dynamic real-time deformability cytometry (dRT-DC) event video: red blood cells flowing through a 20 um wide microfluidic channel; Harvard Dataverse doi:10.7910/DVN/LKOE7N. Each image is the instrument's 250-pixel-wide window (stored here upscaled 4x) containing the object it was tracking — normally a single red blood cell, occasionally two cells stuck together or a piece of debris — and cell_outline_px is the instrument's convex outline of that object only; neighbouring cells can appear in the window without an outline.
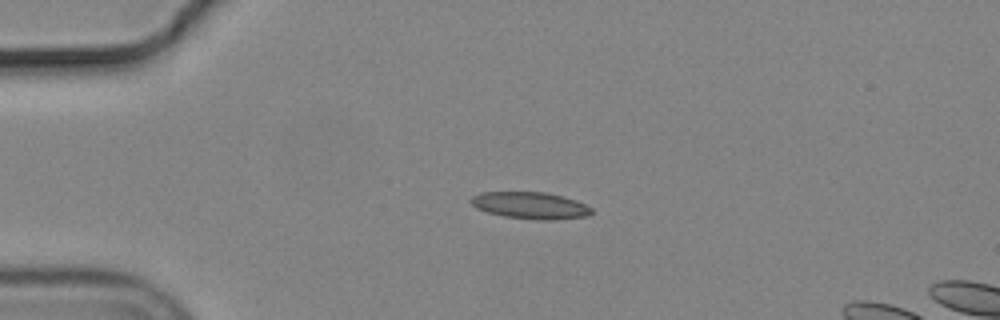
{"species": "common noctule bat (a hibernating species)", "species_latin": "Nyctalus noctula", "temperature_condition": "cold", "stored_images_in_passage": 43, "camera_frame_rate_fps": 3000, "um_per_image_px": 0.085, "animal": {"sex": "male", "body_mass_g": 19.2, "forearm_length_mm": 51.8}, "frame": {"image": 1, "passage_image": 1, "time_ms": 0.0, "image_size_px": [1000, 320], "cell_outline_px": [[592, 212], [588, 216], [548, 220], [540, 220], [504, 216], [488, 212], [476, 208], [472, 204], [472, 196], [480, 192], [544, 192], [576, 200], [592, 208]], "centroid_in_image_um": [45.08, 17.46], "position_along_channel_um": 39.9, "area_um2": 18.61}}
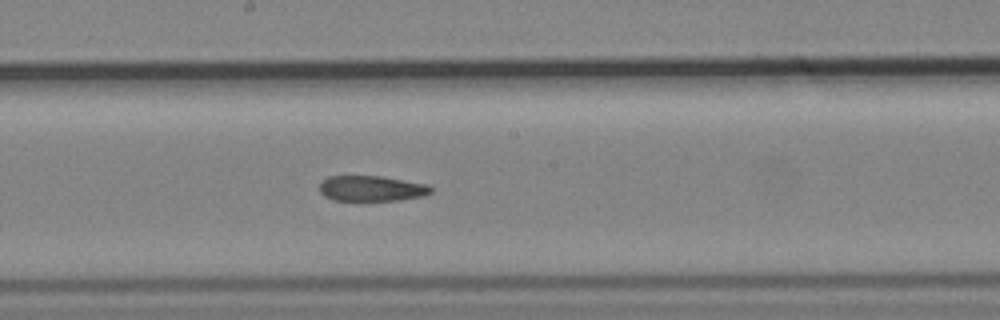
{"frame": {"image": 2, "passage_image": 18, "time_ms": 5.667, "image_size_px": [1000, 320], "cell_outline_px": [[432, 192], [424, 196], [400, 200], [332, 200], [324, 196], [320, 192], [320, 180], [328, 176], [384, 176], [428, 184], [432, 188]], "centroid_in_image_um": [31.59, 16.01], "position_along_channel_um": 216.6, "area_um2": 16.76}}
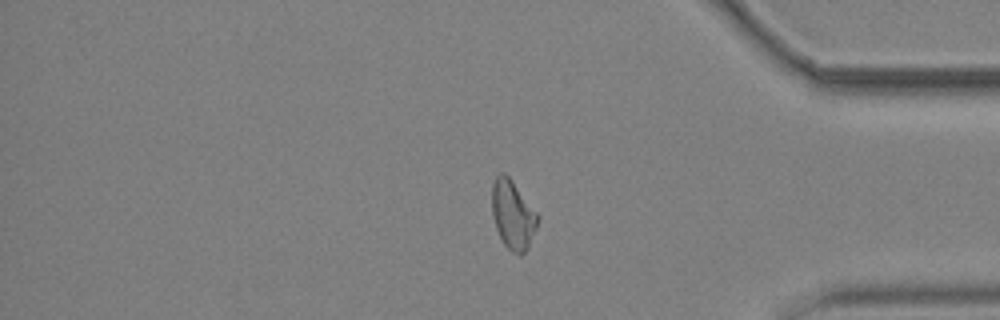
{"frame": {"image": 3, "passage_image": 34, "time_ms": 11.0, "image_size_px": [1000, 320], "cell_outline_px": [[540, 220], [528, 248], [520, 256], [512, 252], [504, 244], [496, 228], [492, 212], [492, 184], [496, 176], [500, 172], [504, 172], [512, 180], [540, 216]], "centroid_in_image_um": [43.61, 18.25], "position_along_channel_um": 391.6, "area_um2": 18.44}}